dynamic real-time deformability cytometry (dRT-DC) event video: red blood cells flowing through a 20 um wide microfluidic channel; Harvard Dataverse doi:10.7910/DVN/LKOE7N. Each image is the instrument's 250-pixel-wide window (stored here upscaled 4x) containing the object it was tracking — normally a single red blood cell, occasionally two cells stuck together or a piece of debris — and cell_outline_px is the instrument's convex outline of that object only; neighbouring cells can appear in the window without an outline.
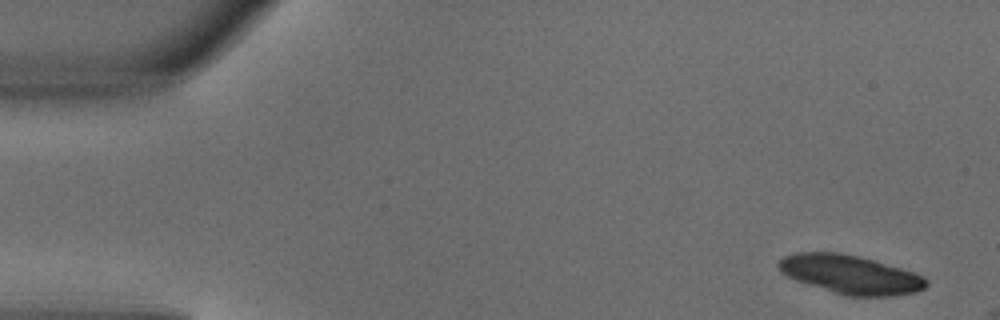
{"species": "common noctule bat (a hibernating species)", "species_latin": "Nyctalus noctula", "temperature_condition": "warm", "stored_images_in_passage": 3, "camera_frame_rate_fps": 3000, "um_per_image_px": 0.085, "animal": {"sex": "male", "body_mass_g": 18.8}, "frame": {"image": 1, "passage_image": 1, "time_ms": 0.0, "image_size_px": [1000, 320], "cell_outline_px": [[928, 284], [924, 288], [916, 292], [892, 296], [844, 296], [796, 280], [780, 272], [776, 264], [784, 256], [796, 252], [840, 252], [872, 260], [900, 268], [924, 276], [928, 280]], "centroid_in_image_um": [72.26, 23.33], "position_along_channel_um": 12.7, "area_um2": 33.23}}